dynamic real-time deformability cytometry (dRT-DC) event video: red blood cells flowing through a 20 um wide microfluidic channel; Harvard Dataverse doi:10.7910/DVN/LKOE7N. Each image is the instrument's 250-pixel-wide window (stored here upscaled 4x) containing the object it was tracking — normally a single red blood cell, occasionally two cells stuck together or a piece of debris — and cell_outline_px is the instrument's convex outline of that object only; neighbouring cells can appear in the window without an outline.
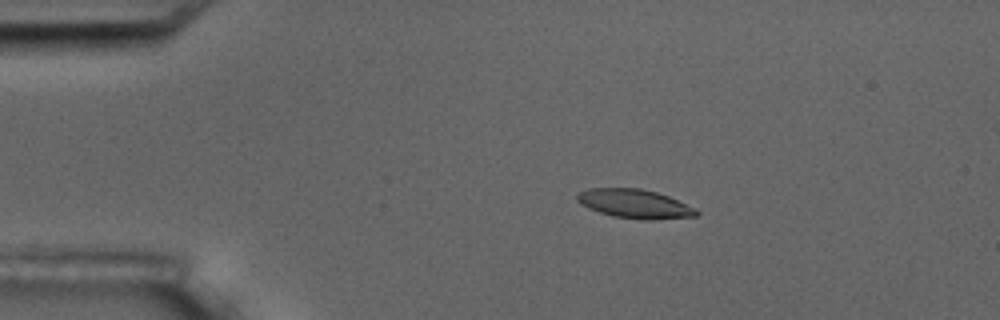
{"species": "common noctule bat (a hibernating species)", "species_latin": "Nyctalus noctula", "temperature_condition": "room temperature", "stored_images_in_passage": 17, "camera_frame_rate_fps": 3000, "um_per_image_px": 0.085, "animal": {"sex": "male", "body_mass_g": 17.5, "forearm_length_mm": 52.3}, "frame": {"image": 1, "passage_image": 3, "time_ms": 3.0, "image_size_px": [1000, 320], "cell_outline_px": [[700, 212], [696, 216], [652, 220], [644, 220], [612, 216], [588, 208], [580, 204], [576, 200], [576, 196], [580, 192], [588, 188], [640, 188], [656, 192], [668, 196], [696, 208]], "centroid_in_image_um": [53.94, 17.32], "position_along_channel_um": 31.1, "area_um2": 20.17}}
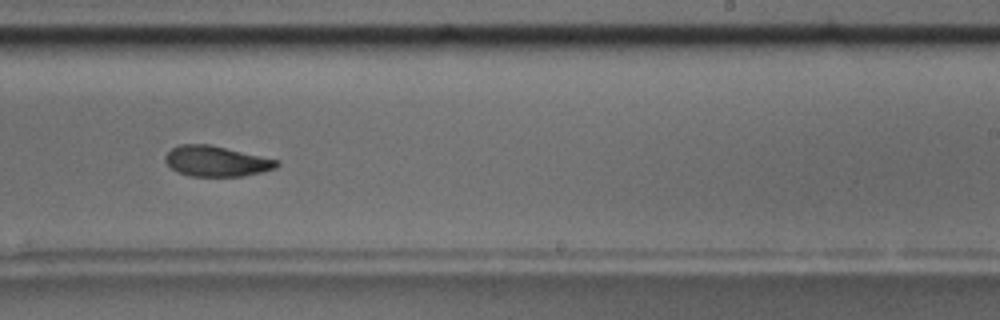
{"frame": {"image": 2, "passage_image": 10, "time_ms": 11.0, "image_size_px": [1000, 320], "cell_outline_px": [[280, 164], [276, 168], [244, 176], [192, 176], [176, 172], [164, 160], [164, 156], [172, 148], [180, 144], [208, 144], [280, 160]], "centroid_in_image_um": [18.39, 13.7], "position_along_channel_um": 270.6, "area_um2": 19.77}}
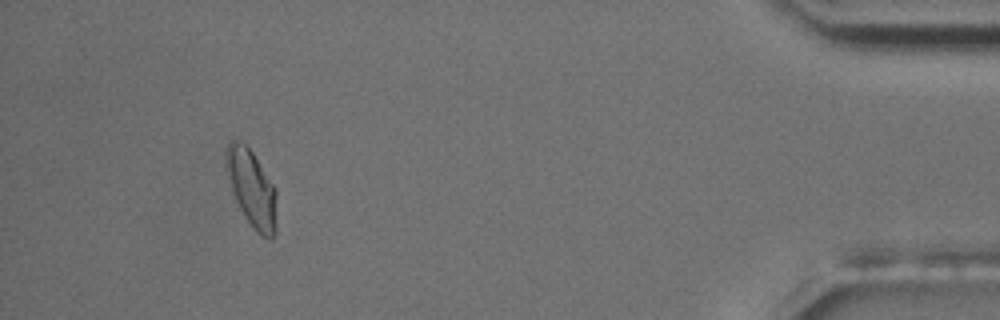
{"frame": {"image": 3, "passage_image": 15, "time_ms": 16.667, "image_size_px": [1000, 320], "cell_outline_px": [[276, 232], [272, 240], [268, 240], [256, 232], [244, 216], [232, 192], [224, 164], [224, 152], [228, 144], [232, 140], [240, 140], [252, 152], [276, 188]], "centroid_in_image_um": [21.39, 16.03], "position_along_channel_um": 413.8, "area_um2": 23.0}, "authors_computed_cell_mechanics": {"area_um2": 20.4034, "velocity_mm_per_s": 3.6336, "shape_relaxation_time_tau1_ms": null, "shape_relaxation_time_tau2_ms": 3.2157, "deformation_change_tau1": null, "deformation_change_tau2": 0.0813}}